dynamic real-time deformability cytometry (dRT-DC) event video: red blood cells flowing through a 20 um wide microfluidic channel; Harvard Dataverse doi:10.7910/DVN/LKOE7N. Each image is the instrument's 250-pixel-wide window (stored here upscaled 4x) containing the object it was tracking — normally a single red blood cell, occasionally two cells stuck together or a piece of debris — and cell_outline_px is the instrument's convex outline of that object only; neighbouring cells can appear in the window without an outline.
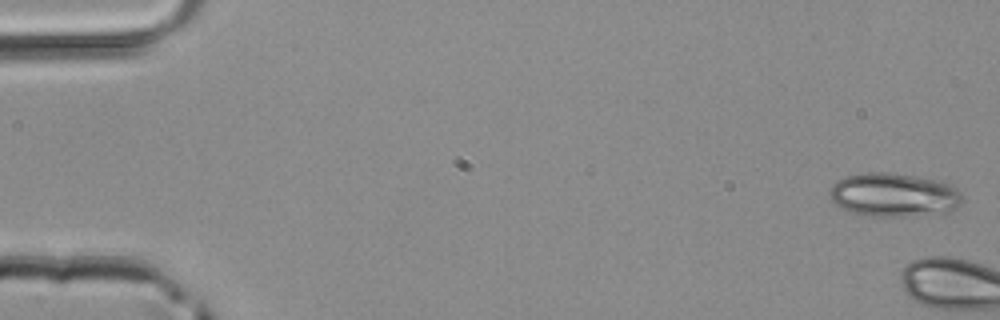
{"species": "common noctule bat (a hibernating species)", "species_latin": "Nyctalus noctula", "temperature_condition": "room temperature", "stored_images_in_passage": 3, "camera_frame_rate_fps": 3000, "um_per_image_px": 0.085, "animal": {"sex": "male", "body_mass_g": 20.4}, "frame": {"image": 1, "passage_image": 1, "time_ms": 0.0, "image_size_px": [1000, 320], "cell_outline_px": [[964, 200], [960, 204], [948, 212], [908, 216], [864, 216], [852, 212], [836, 204], [832, 200], [828, 192], [832, 184], [836, 180], [848, 176], [868, 172], [888, 172], [940, 180], [952, 184], [960, 192]], "centroid_in_image_um": [75.99, 16.56], "position_along_channel_um": 9.0, "area_um2": 33.93}}